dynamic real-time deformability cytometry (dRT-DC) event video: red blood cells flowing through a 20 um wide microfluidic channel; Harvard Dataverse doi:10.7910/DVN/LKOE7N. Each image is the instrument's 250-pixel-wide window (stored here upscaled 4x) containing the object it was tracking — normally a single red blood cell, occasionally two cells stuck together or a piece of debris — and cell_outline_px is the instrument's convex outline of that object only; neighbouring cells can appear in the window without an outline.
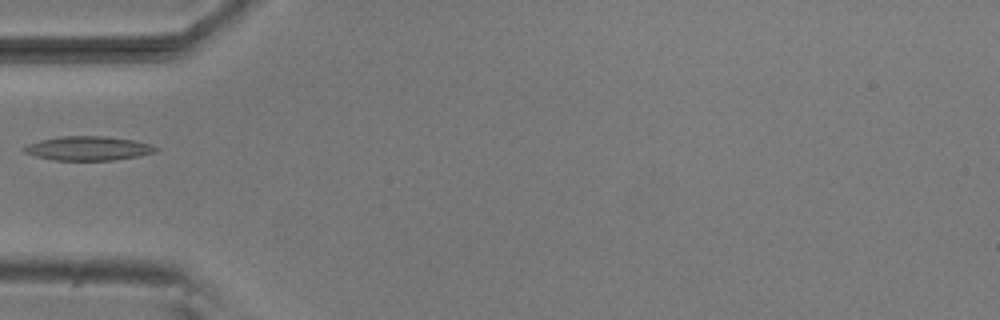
{"species": "common noctule bat (a hibernating species)", "species_latin": "Nyctalus noctula", "temperature_condition": "room temperature", "stored_images_in_passage": 35, "camera_frame_rate_fps": 3000, "um_per_image_px": 0.085, "animal": {"sex": "male", "body_mass_g": 20.5, "forearm_length_mm": 52.5}, "frame": {"image": 1, "passage_image": 1, "time_ms": 0.0, "image_size_px": [1000, 320], "cell_outline_px": [[160, 148], [156, 152], [140, 156], [112, 160], [52, 160], [36, 156], [24, 152], [20, 148], [28, 144], [40, 140], [60, 136], [108, 136], [132, 140], [152, 144]], "centroid_in_image_um": [7.51, 12.61], "position_along_channel_um": 77.5, "area_um2": 18.67}}
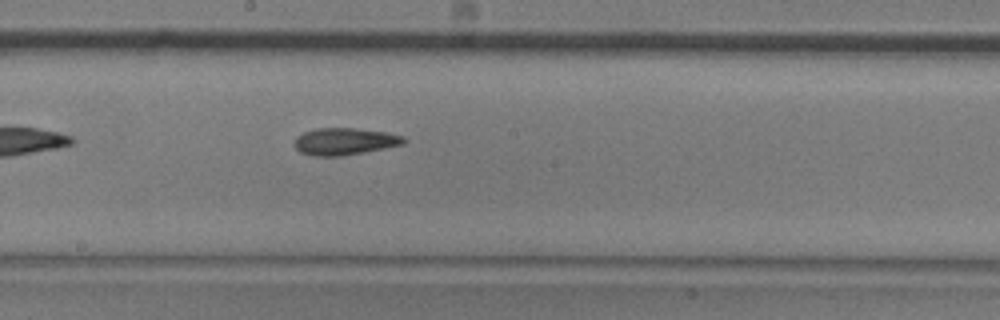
{"frame": {"image": 2, "passage_image": 12, "time_ms": 3.667, "image_size_px": [1000, 320], "cell_outline_px": [[408, 140], [404, 144], [364, 152], [340, 156], [312, 156], [300, 152], [296, 148], [296, 136], [304, 132], [316, 128], [356, 128], [388, 132], [404, 136]], "centroid_in_image_um": [29.33, 12.01], "position_along_channel_um": 218.9, "area_um2": 17.28}}
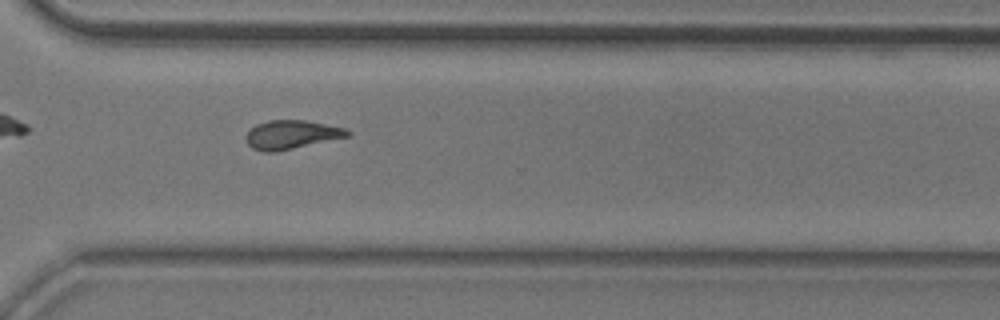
{"frame": {"image": 3, "passage_image": 22, "time_ms": 7.0, "image_size_px": [1000, 320], "cell_outline_px": [[352, 132], [348, 136], [276, 152], [264, 152], [252, 148], [248, 144], [248, 132], [256, 124], [268, 120], [308, 120], [344, 128]], "centroid_in_image_um": [24.78, 11.43], "position_along_channel_um": 345.8, "area_um2": 16.76}}